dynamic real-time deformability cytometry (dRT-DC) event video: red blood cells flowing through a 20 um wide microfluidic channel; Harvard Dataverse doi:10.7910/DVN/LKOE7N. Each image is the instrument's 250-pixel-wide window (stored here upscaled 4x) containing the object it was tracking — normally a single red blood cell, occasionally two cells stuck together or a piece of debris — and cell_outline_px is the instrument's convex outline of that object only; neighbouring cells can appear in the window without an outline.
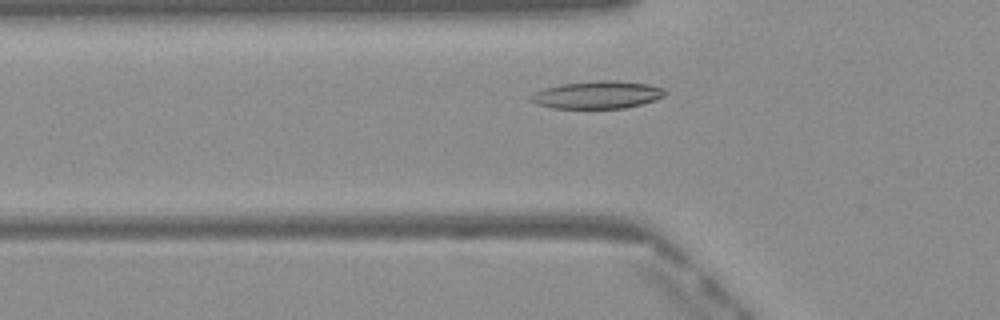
{"species": "Egyptian fruit bat (a non-hibernating species)", "species_latin": "Rousettus aegyptiacus", "temperature_condition": "warm", "stored_images_in_passage": 41, "camera_frame_rate_fps": 3000, "um_per_image_px": 0.085, "frame": {"image": 1, "passage_image": 8, "time_ms": 2.333, "image_size_px": [1000, 320], "cell_outline_px": [[668, 92], [664, 96], [656, 100], [624, 108], [552, 108], [536, 104], [528, 100], [528, 96], [544, 88], [560, 84], [600, 80], [608, 80], [648, 84], [664, 88]], "centroid_in_image_um": [50.76, 8.06], "position_along_channel_um": 75.0, "area_um2": 21.62}}
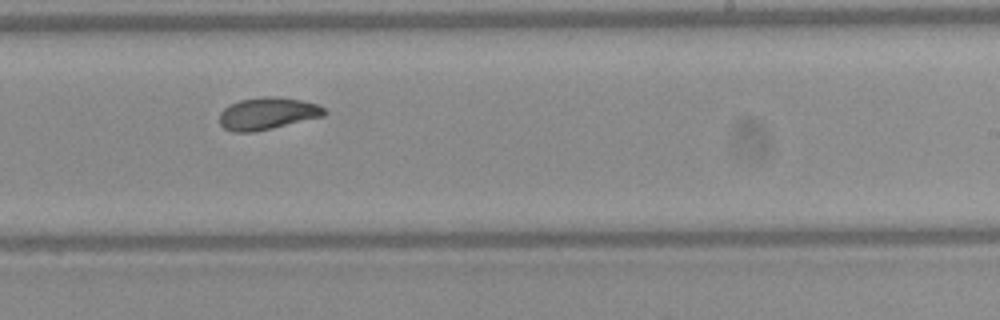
{"frame": {"image": 2, "passage_image": 22, "time_ms": 7.0, "image_size_px": [1000, 320], "cell_outline_px": [[328, 112], [324, 116], [272, 128], [252, 132], [232, 132], [224, 128], [220, 124], [220, 112], [228, 104], [240, 100], [264, 96], [276, 96], [300, 100], [316, 104], [324, 108]], "centroid_in_image_um": [22.72, 9.64], "position_along_channel_um": 266.3, "area_um2": 19.65}}
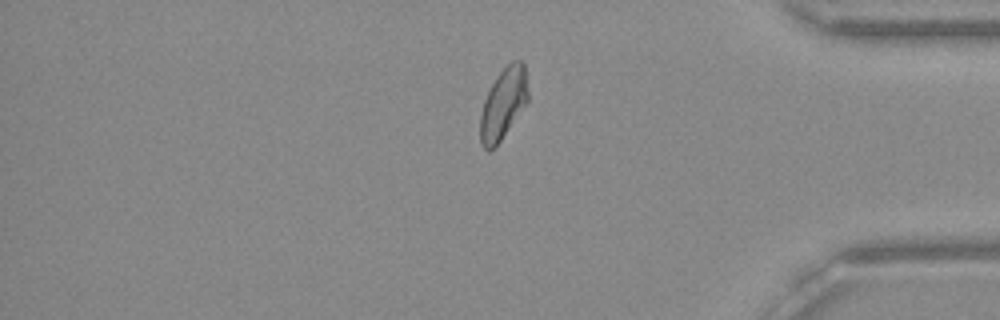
{"frame": {"image": 3, "passage_image": 33, "time_ms": 10.667, "image_size_px": [1000, 320], "cell_outline_px": [[528, 100], [500, 140], [488, 152], [480, 144], [480, 116], [484, 100], [496, 76], [512, 60], [520, 60], [524, 64], [528, 92]], "centroid_in_image_um": [42.76, 8.8], "position_along_channel_um": 392.4, "area_um2": 19.36}, "authors_computed_cell_mechanics": {"area_um2": 19.9988, "velocity_mm_per_s": 4.0777, "shape_relaxation_time_tau1_ms": 5.4737, "shape_relaxation_time_tau2_ms": 2.9698, "deformation_change_tau1": 0.1628, "deformation_change_tau2": 0.0773}}